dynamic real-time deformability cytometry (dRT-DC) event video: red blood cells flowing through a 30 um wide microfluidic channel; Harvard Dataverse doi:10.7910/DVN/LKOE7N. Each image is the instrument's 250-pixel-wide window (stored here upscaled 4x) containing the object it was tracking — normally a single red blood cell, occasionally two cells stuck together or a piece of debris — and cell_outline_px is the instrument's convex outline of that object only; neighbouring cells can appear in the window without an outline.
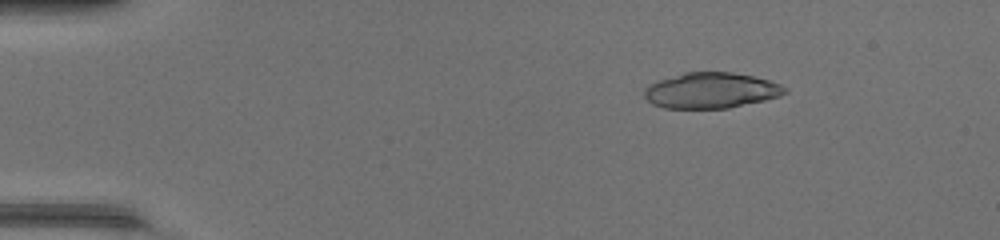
{"species": "common noctule bat (a hibernating species)", "species_latin": "Nyctalus noctula", "temperature_condition": "warm", "stored_images_in_passage": 36, "camera_frame_rate_fps": 3000, "um_per_image_px": 0.085, "animal": {"sex": "female", "body_mass_g": 17.0, "forearm_length_mm": 48.0}, "frame": {"image": 1, "passage_image": 8, "time_ms": 2.333, "image_size_px": [1000, 240], "cell_outline_px": [[788, 92], [780, 96], [764, 100], [728, 108], [664, 108], [652, 104], [644, 96], [644, 88], [648, 84], [656, 80], [684, 72], [732, 72], [752, 76], [768, 80], [780, 84], [788, 88]], "centroid_in_image_um": [60.41, 7.68], "position_along_channel_um": 24.6, "area_um2": 29.36}}
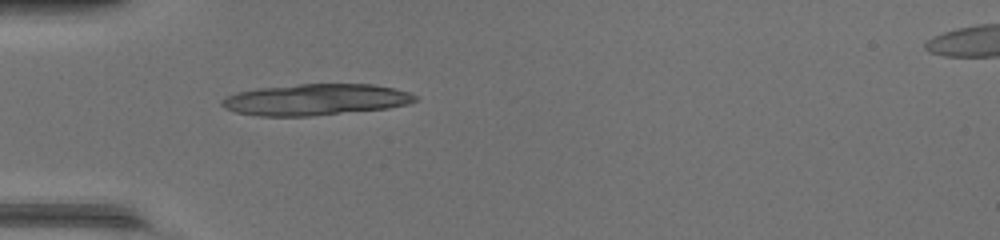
{"frame": {"image": 2, "passage_image": 16, "time_ms": 5.0, "image_size_px": [1000, 240], "cell_outline_px": [[420, 100], [408, 104], [388, 108], [308, 116], [260, 116], [236, 112], [224, 108], [220, 104], [220, 100], [224, 96], [236, 92], [256, 88], [300, 84], [372, 84], [396, 88], [408, 92], [416, 96]], "centroid_in_image_um": [26.8, 8.46], "position_along_channel_um": 58.2, "area_um2": 35.49}}